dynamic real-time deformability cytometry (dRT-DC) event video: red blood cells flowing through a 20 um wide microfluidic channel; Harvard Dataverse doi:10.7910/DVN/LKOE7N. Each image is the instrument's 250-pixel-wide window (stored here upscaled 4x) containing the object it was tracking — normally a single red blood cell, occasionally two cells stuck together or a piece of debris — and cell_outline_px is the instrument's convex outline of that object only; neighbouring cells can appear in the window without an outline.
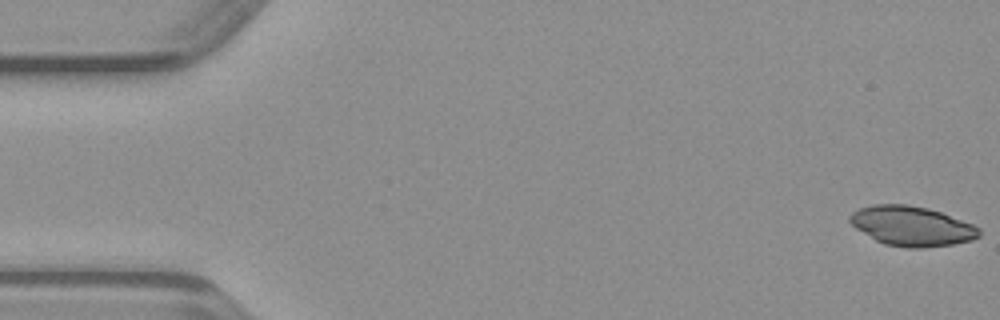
{"species": "common noctule bat (a hibernating species)", "species_latin": "Nyctalus noctula", "temperature_condition": "warm", "stored_images_in_passage": 49, "camera_frame_rate_fps": 3000, "um_per_image_px": 0.085, "animal": {"sex": "male", "body_mass_g": 23.1, "forearm_length_mm": 52.7}, "frame": {"image": 1, "passage_image": 1, "time_ms": 0.0, "image_size_px": [1000, 320], "cell_outline_px": [[980, 236], [972, 240], [952, 244], [924, 248], [908, 248], [884, 244], [876, 240], [856, 228], [848, 220], [848, 216], [852, 212], [860, 208], [872, 204], [908, 204], [928, 208], [940, 212], [972, 224], [980, 228]], "centroid_in_image_um": [77.49, 19.21], "position_along_channel_um": 7.5, "area_um2": 29.88}}